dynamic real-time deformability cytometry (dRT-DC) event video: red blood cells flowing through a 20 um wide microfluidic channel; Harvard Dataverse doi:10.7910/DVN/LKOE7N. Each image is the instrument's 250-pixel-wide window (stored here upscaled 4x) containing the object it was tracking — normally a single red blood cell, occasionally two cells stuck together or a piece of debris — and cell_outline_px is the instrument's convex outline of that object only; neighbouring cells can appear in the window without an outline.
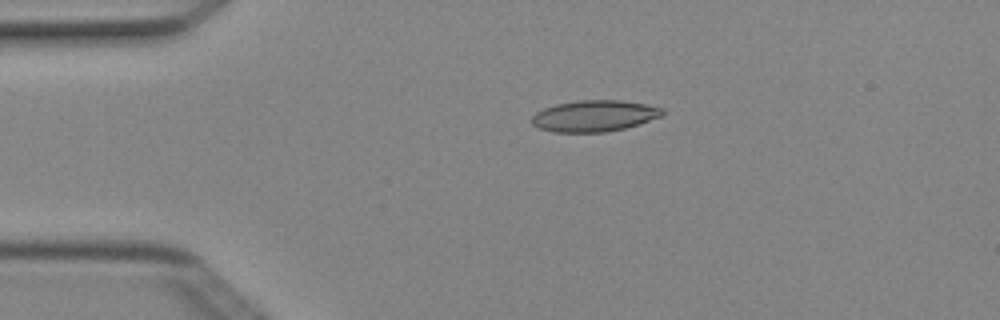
{"species": "Egyptian fruit bat (a non-hibernating species)", "species_latin": "Rousettus aegyptiacus", "temperature_condition": "cold", "stored_images_in_passage": 3, "camera_frame_rate_fps": 3000, "um_per_image_px": 0.085, "animal": {"sex": "female"}, "frame": {"image": 1, "passage_image": 2, "time_ms": 0.333, "image_size_px": [1000, 320], "cell_outline_px": [[664, 116], [640, 124], [624, 128], [604, 132], [552, 132], [540, 128], [532, 124], [532, 116], [536, 112], [544, 108], [556, 104], [576, 100], [620, 100], [644, 104], [664, 108]], "centroid_in_image_um": [50.54, 9.85], "position_along_channel_um": 34.5, "area_um2": 23.93}}